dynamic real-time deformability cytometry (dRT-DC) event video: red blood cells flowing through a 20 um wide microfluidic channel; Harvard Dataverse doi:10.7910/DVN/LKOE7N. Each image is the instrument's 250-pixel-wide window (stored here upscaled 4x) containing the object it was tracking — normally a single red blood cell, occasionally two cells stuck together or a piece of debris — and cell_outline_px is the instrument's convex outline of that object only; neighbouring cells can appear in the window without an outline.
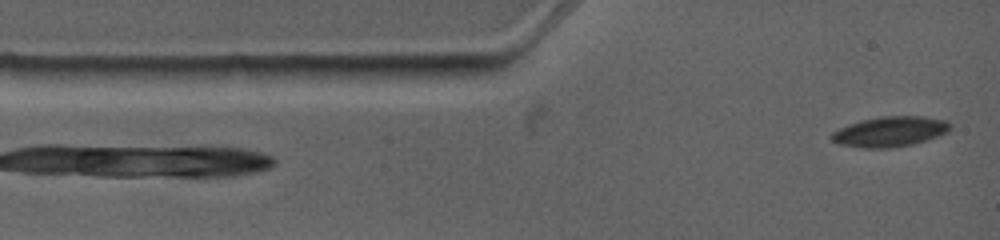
{"species": "common noctule bat (a hibernating species)", "species_latin": "Nyctalus noctula", "temperature_condition": "warm", "stored_images_in_passage": 3, "camera_frame_rate_fps": 4500, "um_per_image_px": 0.085, "animal": {"sex": "female", "body_mass_g": 19.0, "forearm_length_mm": 53.3}, "frame": {"image": 1, "passage_image": 1, "time_ms": 0.0, "image_size_px": [1000, 240], "cell_outline_px": [[952, 128], [948, 132], [928, 140], [912, 144], [888, 148], [864, 148], [840, 144], [832, 140], [828, 136], [832, 132], [848, 124], [860, 120], [880, 116], [924, 116], [948, 120], [952, 124]], "centroid_in_image_um": [75.68, 11.17], "position_along_channel_um": 9.3, "area_um2": 21.15}}
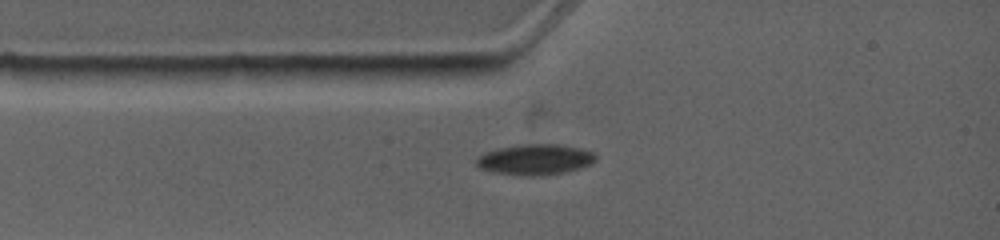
{"frame": {"image": 2, "passage_image": 3, "time_ms": 1.778, "image_size_px": [1000, 240], "cell_outline_px": [[596, 160], [592, 164], [580, 168], [564, 172], [540, 176], [524, 176], [492, 172], [480, 168], [476, 164], [476, 160], [484, 152], [500, 148], [520, 144], [560, 144], [580, 148], [592, 152], [596, 156]], "centroid_in_image_um": [45.5, 13.56], "position_along_channel_um": 39.5, "area_um2": 21.39}}